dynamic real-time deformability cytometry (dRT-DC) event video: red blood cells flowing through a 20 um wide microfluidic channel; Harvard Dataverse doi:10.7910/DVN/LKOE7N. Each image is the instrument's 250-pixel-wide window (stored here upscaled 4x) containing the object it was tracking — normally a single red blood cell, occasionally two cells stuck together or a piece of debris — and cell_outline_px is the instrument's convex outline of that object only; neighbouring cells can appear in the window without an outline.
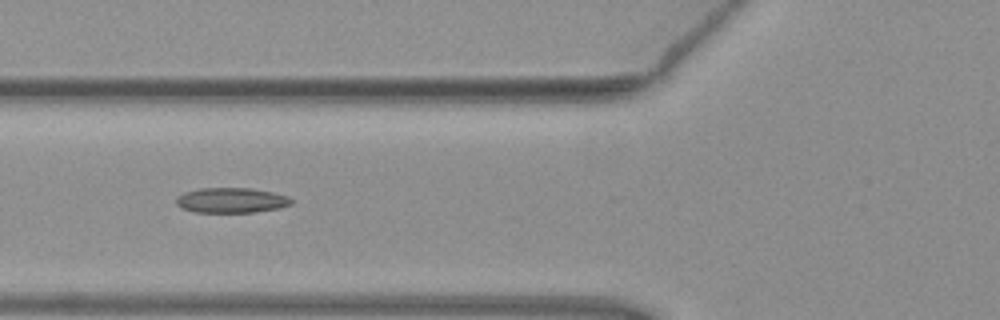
{"species": "common noctule bat (a hibernating species)", "species_latin": "Nyctalus noctula", "temperature_condition": "warm", "stored_images_in_passage": 3, "camera_frame_rate_fps": 3000, "um_per_image_px": 0.085, "animal": {"sex": "female", "body_mass_g": 19.3, "forearm_length_mm": 54.1}, "frame": {"image": 1, "passage_image": 2, "time_ms": 0.333, "image_size_px": [1000, 320], "cell_outline_px": [[292, 204], [280, 208], [252, 212], [192, 212], [180, 208], [176, 204], [176, 196], [184, 192], [200, 188], [252, 188], [272, 192], [288, 196], [292, 200]], "centroid_in_image_um": [19.63, 17.02], "position_along_channel_um": 106.2, "area_um2": 16.99}}
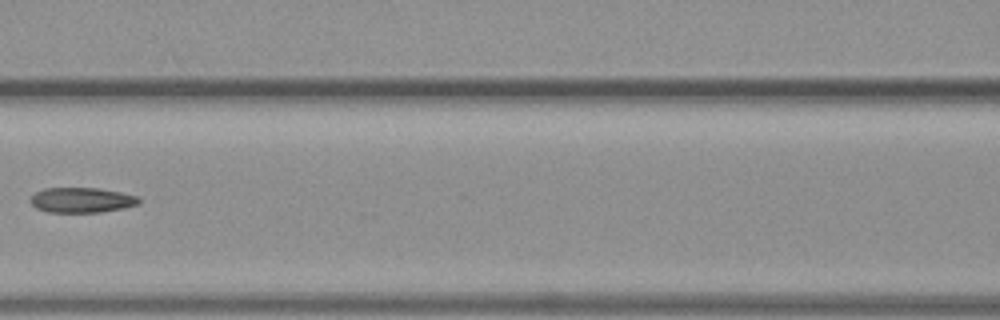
{"frame": {"image": 2, "passage_image": 3, "time_ms": 0.667, "image_size_px": [1000, 320], "cell_outline_px": [[140, 204], [124, 208], [100, 212], [48, 212], [36, 208], [32, 204], [32, 196], [36, 192], [44, 188], [100, 188], [120, 192], [136, 196], [140, 200]], "centroid_in_image_um": [6.96, 17.0], "position_along_channel_um": 159.6, "area_um2": 15.78}}